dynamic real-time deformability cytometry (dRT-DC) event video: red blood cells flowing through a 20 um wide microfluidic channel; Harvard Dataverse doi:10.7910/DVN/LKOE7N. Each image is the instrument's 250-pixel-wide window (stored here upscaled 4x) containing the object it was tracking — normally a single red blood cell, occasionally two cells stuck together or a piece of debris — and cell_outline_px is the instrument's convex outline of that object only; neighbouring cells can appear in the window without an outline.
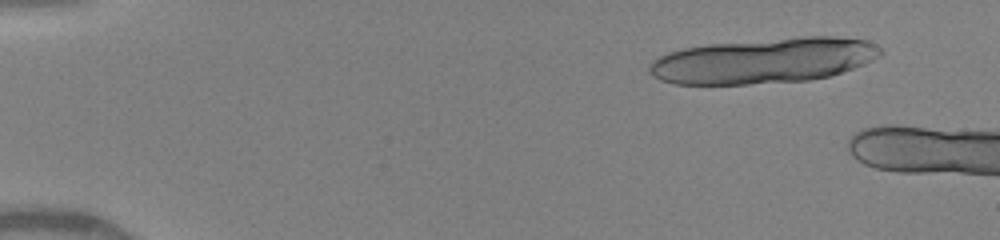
{"species": "human", "species_latin": "Homo sapiens", "temperature_condition": "warm", "stored_images_in_passage": 14, "camera_frame_rate_fps": 3000, "um_per_image_px": 0.085, "donor": {"sex": "female"}, "frame": {"image": 1, "passage_image": 5, "time_ms": 1.0, "image_size_px": [1000, 240], "cell_outline_px": [[884, 52], [880, 56], [864, 64], [828, 76], [808, 80], [748, 84], [676, 84], [660, 80], [652, 76], [648, 72], [648, 64], [656, 56], [668, 52], [684, 48], [708, 44], [804, 36], [832, 36], [868, 40], [876, 44]], "centroid_in_image_um": [64.88, 5.15], "position_along_channel_um": 20.1, "area_um2": 61.33}}